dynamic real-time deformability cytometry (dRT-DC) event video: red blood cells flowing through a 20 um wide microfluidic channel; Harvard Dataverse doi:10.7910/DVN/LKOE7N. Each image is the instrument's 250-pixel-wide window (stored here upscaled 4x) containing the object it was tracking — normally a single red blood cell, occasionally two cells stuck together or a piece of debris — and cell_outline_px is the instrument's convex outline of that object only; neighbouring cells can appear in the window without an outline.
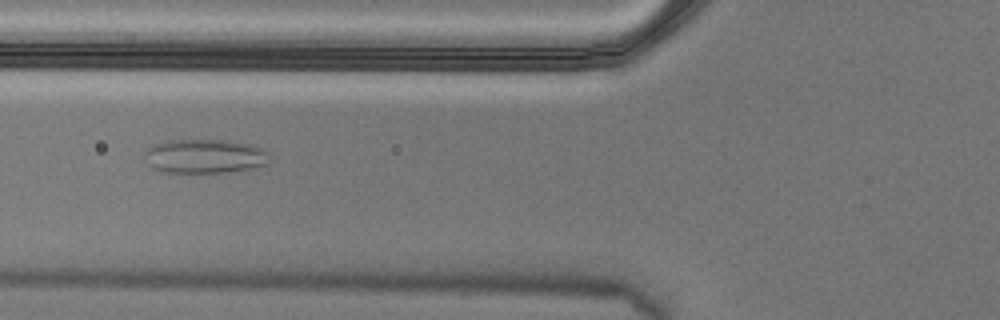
{"species": "Egyptian fruit bat (a non-hibernating species)", "species_latin": "Rousettus aegyptiacus", "temperature_condition": "cold", "stored_images_in_passage": 5, "camera_frame_rate_fps": 3000, "um_per_image_px": 0.085, "animal": {"sex": "male"}, "frame": {"image": 1, "passage_image": 2, "time_ms": 0.333, "image_size_px": [1000, 320], "cell_outline_px": [[272, 164], [252, 168], [228, 172], [160, 172], [152, 168], [148, 164], [144, 156], [144, 148], [152, 144], [168, 140], [228, 140], [252, 144], [264, 148], [268, 152]], "centroid_in_image_um": [17.42, 13.27], "position_along_channel_um": 108.4, "area_um2": 25.49}}